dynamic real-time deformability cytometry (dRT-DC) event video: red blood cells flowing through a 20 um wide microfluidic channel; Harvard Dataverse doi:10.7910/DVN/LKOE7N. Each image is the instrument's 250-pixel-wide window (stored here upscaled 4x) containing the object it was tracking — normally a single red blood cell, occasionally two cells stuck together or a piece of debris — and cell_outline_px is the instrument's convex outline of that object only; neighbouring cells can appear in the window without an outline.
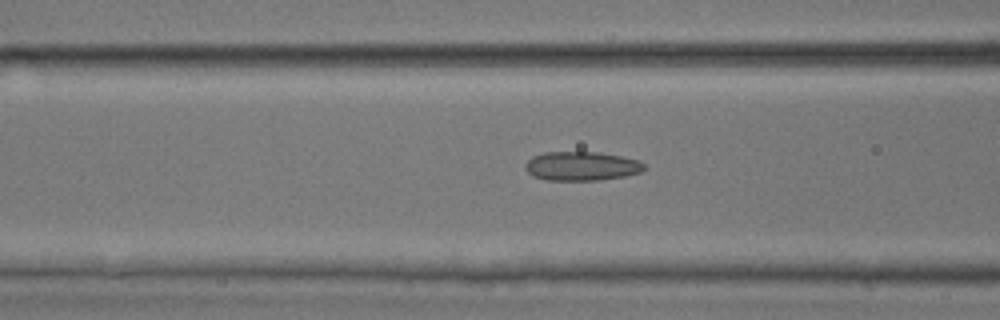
{"species": "common noctule bat (a hibernating species)", "species_latin": "Nyctalus noctula", "temperature_condition": "room temperature", "stored_images_in_passage": 34, "segment_of_instrument_passage": [1, 2], "camera_frame_rate_fps": 3000, "um_per_image_px": 0.085, "animal": {"sex": "male", "body_mass_g": 17.9, "forearm_length_mm": 54.2}, "frame": {"image": 1, "passage_image": 4, "time_ms": 1.0, "image_size_px": [1000, 320], "cell_outline_px": [[644, 168], [640, 172], [624, 176], [600, 180], [548, 180], [532, 176], [524, 168], [524, 164], [532, 156], [544, 152], [600, 152], [640, 160], [644, 164]], "centroid_in_image_um": [49.4, 14.11], "position_along_channel_um": 117.2, "area_um2": 20.17}}
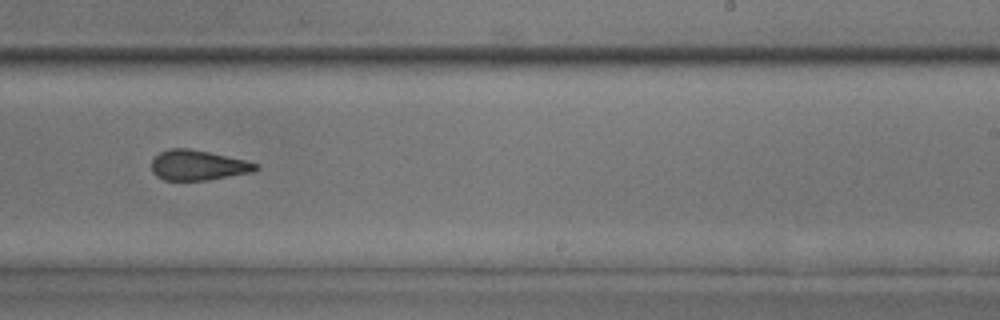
{"frame": {"image": 2, "passage_image": 15, "time_ms": 4.667, "image_size_px": [1000, 320], "cell_outline_px": [[260, 168], [252, 172], [208, 180], [164, 180], [156, 176], [152, 172], [152, 160], [160, 152], [168, 148], [188, 148], [208, 152], [244, 160], [256, 164]], "centroid_in_image_um": [16.79, 14.05], "position_along_channel_um": 272.2, "area_um2": 18.15}}
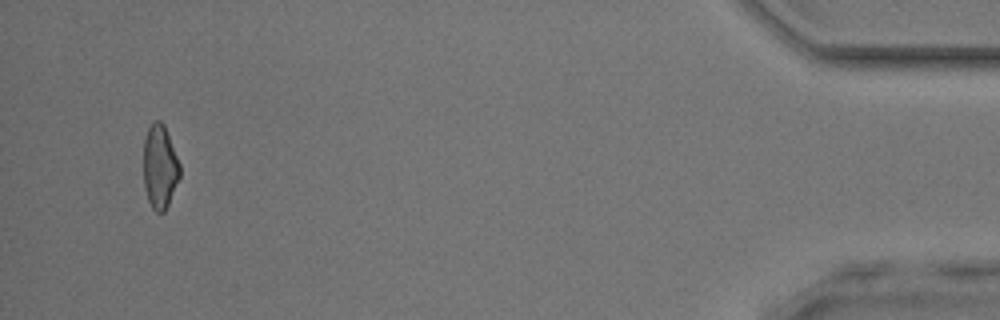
{"frame": {"image": 3, "passage_image": 31, "time_ms": 10.0, "image_size_px": [1000, 320], "cell_outline_px": [[180, 176], [168, 204], [164, 212], [156, 212], [152, 208], [148, 200], [144, 188], [144, 140], [148, 128], [152, 120], [160, 120], [164, 124], [180, 164]], "centroid_in_image_um": [13.58, 14.16], "position_along_channel_um": 421.6, "area_um2": 17.74}}